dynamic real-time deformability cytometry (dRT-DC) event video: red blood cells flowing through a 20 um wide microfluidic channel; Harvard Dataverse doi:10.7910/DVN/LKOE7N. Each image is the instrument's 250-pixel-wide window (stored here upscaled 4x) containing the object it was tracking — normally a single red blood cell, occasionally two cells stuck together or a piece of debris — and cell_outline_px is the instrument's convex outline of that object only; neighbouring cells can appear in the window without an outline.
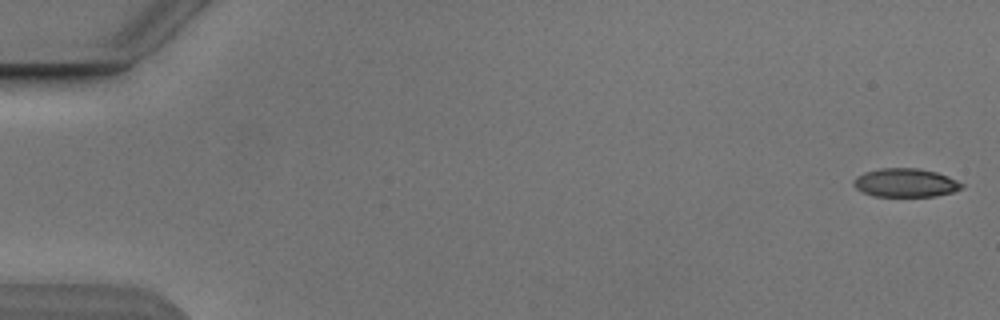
{"species": "Egyptian fruit bat (a non-hibernating species)", "species_latin": "Rousettus aegyptiacus", "temperature_condition": "cold", "stored_images_in_passage": 5, "camera_frame_rate_fps": 3000, "um_per_image_px": 0.085, "animal": {"sex": "male"}, "frame": {"image": 1, "passage_image": 1, "time_ms": 0.0, "image_size_px": [1000, 320], "cell_outline_px": [[964, 184], [960, 188], [952, 192], [936, 196], [876, 196], [864, 192], [856, 188], [852, 184], [852, 180], [856, 176], [864, 172], [880, 168], [916, 168], [936, 172], [948, 176]], "centroid_in_image_um": [76.93, 15.52], "position_along_channel_um": 8.1, "area_um2": 17.92}}
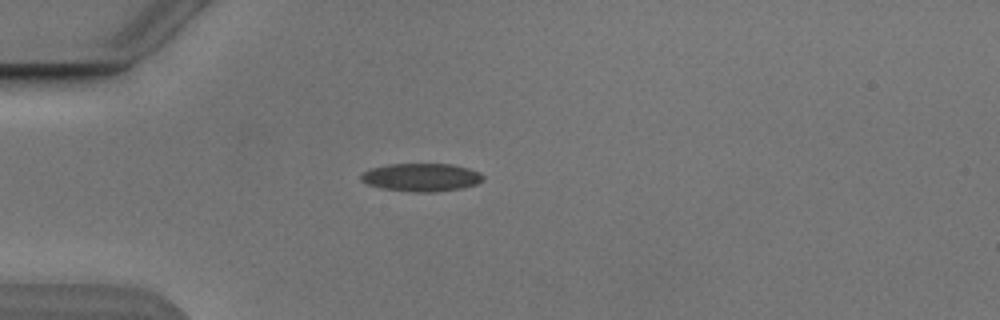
{"frame": {"image": 2, "passage_image": 5, "time_ms": 4.667, "image_size_px": [1000, 320], "cell_outline_px": [[484, 180], [476, 184], [464, 188], [436, 192], [412, 192], [380, 188], [368, 184], [360, 180], [360, 176], [364, 172], [372, 168], [388, 164], [452, 164], [468, 168], [480, 172], [484, 176]], "centroid_in_image_um": [35.84, 15.08], "position_along_channel_um": 49.2, "area_um2": 20.11}}